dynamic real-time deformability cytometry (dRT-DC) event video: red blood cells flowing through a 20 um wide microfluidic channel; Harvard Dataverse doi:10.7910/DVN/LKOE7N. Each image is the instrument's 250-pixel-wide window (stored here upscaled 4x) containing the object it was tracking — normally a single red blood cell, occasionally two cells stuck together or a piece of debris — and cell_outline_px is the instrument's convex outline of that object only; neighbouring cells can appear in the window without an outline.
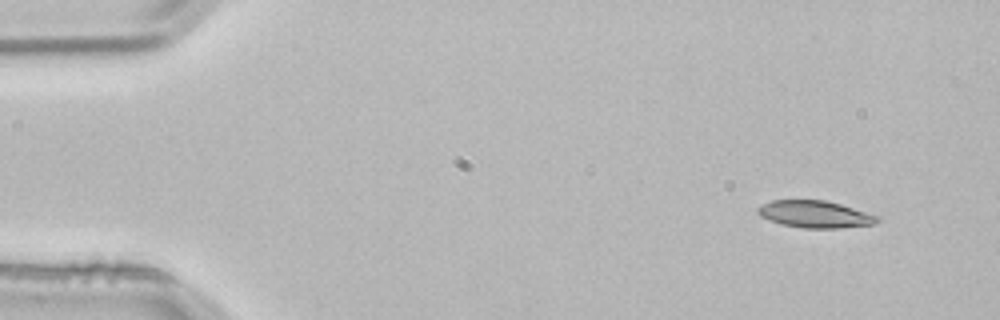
{"species": "common noctule bat (a hibernating species)", "species_latin": "Nyctalus noctula", "temperature_condition": "room temperature", "stored_images_in_passage": 3, "camera_frame_rate_fps": 3000, "um_per_image_px": 0.085, "animal": {"sex": "male", "body_mass_g": 21.5, "forearm_length_mm": 52.0}, "frame": {"image": 1, "passage_image": 1, "time_ms": 0.0, "image_size_px": [1000, 320], "cell_outline_px": [[880, 220], [876, 224], [840, 228], [804, 228], [780, 224], [768, 220], [760, 216], [756, 212], [756, 208], [760, 204], [772, 200], [824, 200], [840, 204], [880, 216]], "centroid_in_image_um": [69.25, 18.21], "position_along_channel_um": 15.7, "area_um2": 19.07}}
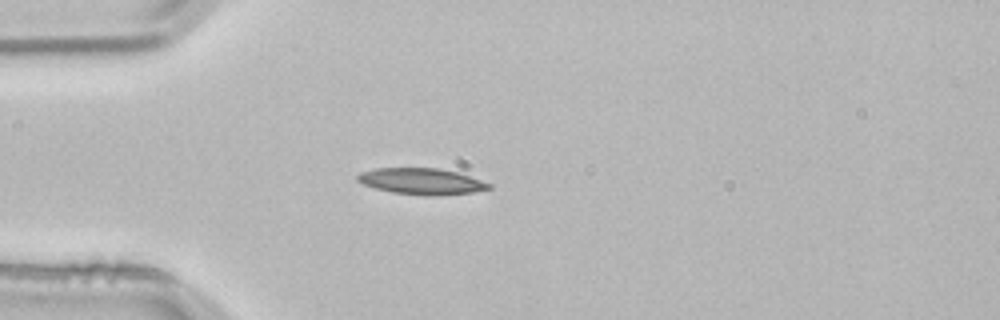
{"frame": {"image": 2, "passage_image": 3, "time_ms": 0.667, "image_size_px": [1000, 320], "cell_outline_px": [[492, 188], [472, 192], [392, 192], [376, 188], [364, 184], [356, 180], [356, 176], [360, 172], [376, 168], [440, 168], [460, 172], [492, 184]], "centroid_in_image_um": [35.8, 15.33], "position_along_channel_um": 49.2, "area_um2": 18.96}}